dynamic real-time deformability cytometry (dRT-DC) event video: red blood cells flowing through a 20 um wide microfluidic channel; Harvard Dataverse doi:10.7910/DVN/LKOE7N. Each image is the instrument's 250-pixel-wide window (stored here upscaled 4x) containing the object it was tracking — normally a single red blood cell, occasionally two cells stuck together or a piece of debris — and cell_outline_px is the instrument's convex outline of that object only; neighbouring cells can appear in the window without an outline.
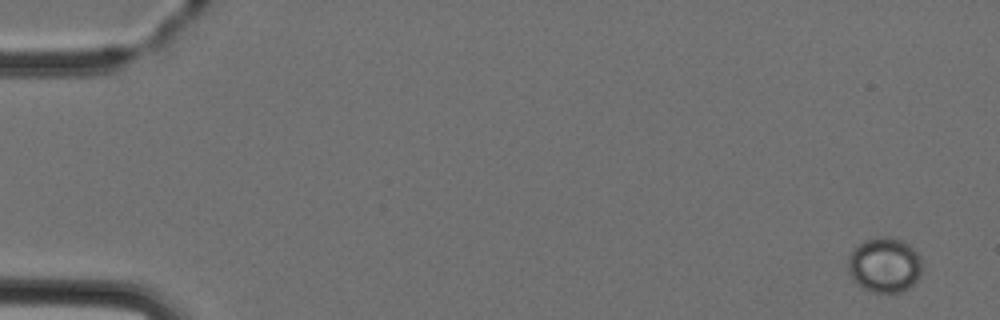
{"species": "Egyptian fruit bat (a non-hibernating species)", "species_latin": "Rousettus aegyptiacus", "temperature_condition": "cold", "stored_images_in_passage": 4, "camera_frame_rate_fps": 3000, "um_per_image_px": 0.085, "animal": {"sex": "female"}, "frame": {"image": 1, "passage_image": 1, "time_ms": 0.0, "image_size_px": [1000, 320], "cell_outline_px": [[920, 276], [908, 288], [900, 292], [872, 292], [856, 284], [852, 280], [848, 272], [848, 256], [852, 248], [856, 244], [864, 240], [880, 236], [888, 236], [900, 240], [908, 244], [920, 256]], "centroid_in_image_um": [75.12, 22.51], "position_along_channel_um": 9.9, "area_um2": 23.87}}
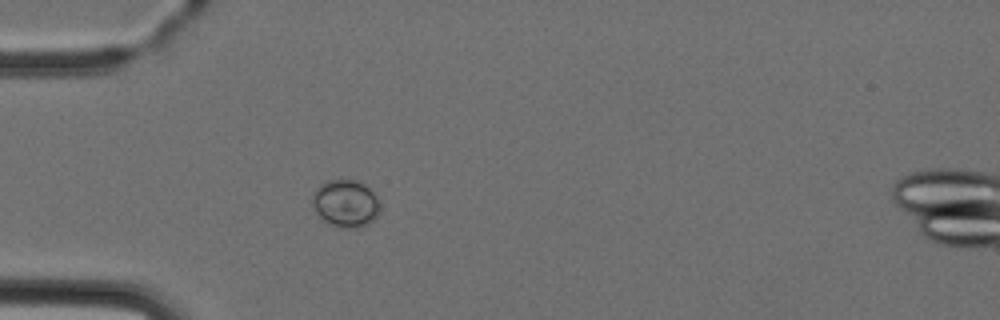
{"frame": {"image": 2, "passage_image": 4, "time_ms": 4.333, "image_size_px": [1000, 320], "cell_outline_px": [[380, 208], [376, 216], [368, 224], [360, 228], [340, 228], [316, 216], [312, 200], [320, 184], [332, 180], [352, 180], [364, 184], [376, 196], [380, 204]], "centroid_in_image_um": [29.38, 17.32], "position_along_channel_um": 55.6, "area_um2": 18.44}}